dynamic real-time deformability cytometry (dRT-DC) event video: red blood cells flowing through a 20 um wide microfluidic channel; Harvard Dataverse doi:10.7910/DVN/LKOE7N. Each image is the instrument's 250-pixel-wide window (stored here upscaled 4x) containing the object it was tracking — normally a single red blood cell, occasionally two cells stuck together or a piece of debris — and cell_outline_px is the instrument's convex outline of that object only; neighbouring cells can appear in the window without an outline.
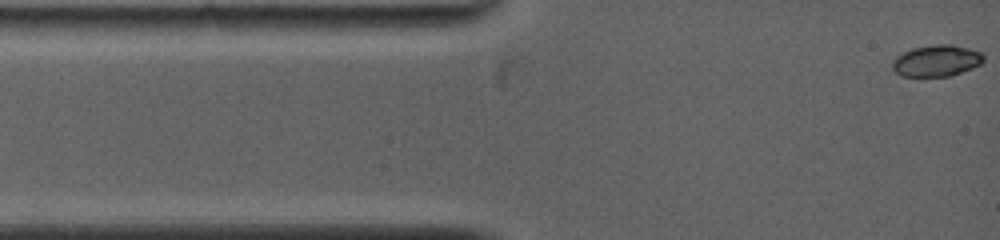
{"species": "common noctule bat (a hibernating species)", "species_latin": "Nyctalus noctula", "temperature_condition": "warm", "stored_images_in_passage": 3, "camera_frame_rate_fps": 5000, "um_per_image_px": 0.085, "animal": {"sex": "female", "body_mass_g": 19.0, "forearm_length_mm": 53.3}, "frame": {"image": 1, "passage_image": 1, "time_ms": 0.0, "image_size_px": [1000, 240], "cell_outline_px": [[984, 60], [980, 64], [972, 68], [948, 76], [900, 76], [892, 68], [892, 60], [896, 56], [912, 48], [936, 44], [952, 44], [968, 48], [980, 52], [984, 56]], "centroid_in_image_um": [79.58, 5.15], "position_along_channel_um": 5.4, "area_um2": 16.65}}
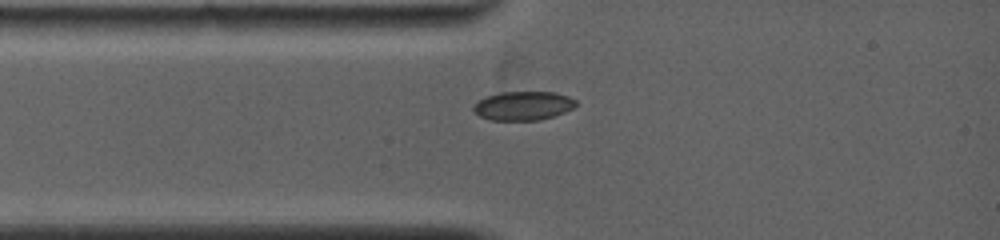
{"frame": {"image": 2, "passage_image": 3, "time_ms": 2.2, "image_size_px": [1000, 240], "cell_outline_px": [[576, 104], [572, 108], [564, 112], [540, 120], [492, 120], [480, 116], [472, 108], [480, 100], [488, 96], [500, 92], [552, 92], [568, 96], [576, 100]], "centroid_in_image_um": [44.48, 8.99], "position_along_channel_um": 40.5, "area_um2": 16.94}}